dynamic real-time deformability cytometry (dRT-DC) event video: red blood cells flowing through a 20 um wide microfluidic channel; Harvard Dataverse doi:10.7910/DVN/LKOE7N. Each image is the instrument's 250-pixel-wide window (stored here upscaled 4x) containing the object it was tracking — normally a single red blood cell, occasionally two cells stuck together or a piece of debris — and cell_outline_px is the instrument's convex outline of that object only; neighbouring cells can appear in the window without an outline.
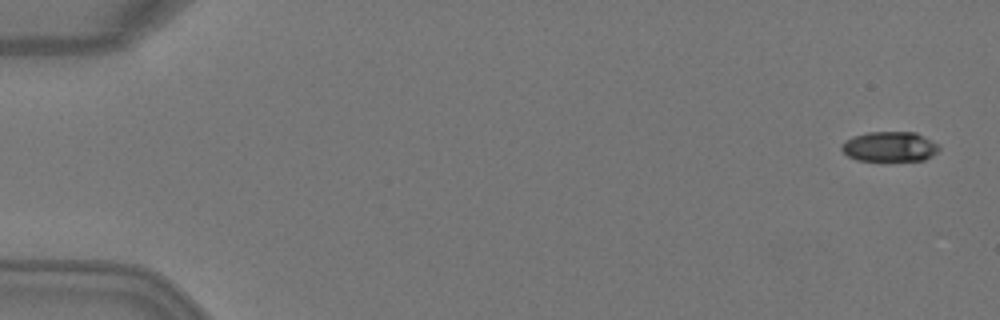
{"species": "Egyptian fruit bat (a non-hibernating species)", "species_latin": "Rousettus aegyptiacus", "temperature_condition": "warm", "stored_images_in_passage": 5, "camera_frame_rate_fps": 3000, "um_per_image_px": 0.085, "animal": {"sex": "female"}, "frame": {"image": 1, "passage_image": 1, "time_ms": 0.0, "image_size_px": [1000, 320], "cell_outline_px": [[940, 148], [932, 156], [924, 160], [856, 160], [848, 156], [840, 148], [844, 140], [852, 136], [868, 132], [916, 132], [940, 144]], "centroid_in_image_um": [75.63, 12.45], "position_along_channel_um": 9.4, "area_um2": 17.11}}
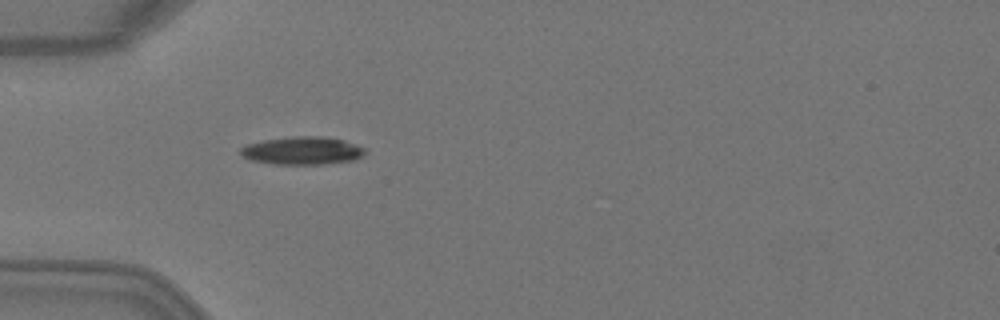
{"frame": {"image": 2, "passage_image": 5, "time_ms": 1.333, "image_size_px": [1000, 320], "cell_outline_px": [[364, 152], [356, 160], [324, 164], [272, 164], [252, 160], [240, 156], [240, 148], [248, 144], [264, 140], [292, 136], [320, 136], [344, 140], [364, 148]], "centroid_in_image_um": [25.66, 12.81], "position_along_channel_um": 59.3, "area_um2": 20.17}}